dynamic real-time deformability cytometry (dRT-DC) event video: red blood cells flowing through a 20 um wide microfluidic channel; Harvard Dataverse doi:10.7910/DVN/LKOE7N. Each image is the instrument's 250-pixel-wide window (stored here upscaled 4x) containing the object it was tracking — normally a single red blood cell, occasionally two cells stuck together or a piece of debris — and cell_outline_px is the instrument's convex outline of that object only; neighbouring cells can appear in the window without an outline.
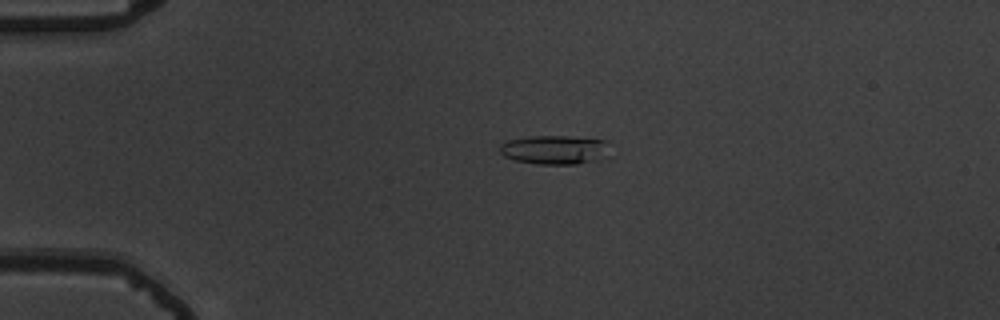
{"species": "common noctule bat (a hibernating species)", "species_latin": "Nyctalus noctula", "temperature_condition": "warm", "stored_images_in_passage": 43, "camera_frame_rate_fps": 3000, "um_per_image_px": 0.085, "animal": {"sex": "male", "body_mass_g": 19.5, "forearm_length_mm": 54.6}, "frame": {"image": 1, "passage_image": 1, "time_ms": 0.0, "image_size_px": [1000, 320], "cell_outline_px": [[604, 156], [596, 160], [576, 164], [536, 164], [516, 160], [504, 156], [500, 152], [500, 144], [504, 140], [528, 136], [568, 136], [604, 140]], "centroid_in_image_um": [47.01, 12.72], "position_along_channel_um": 38.0, "area_um2": 18.26}}
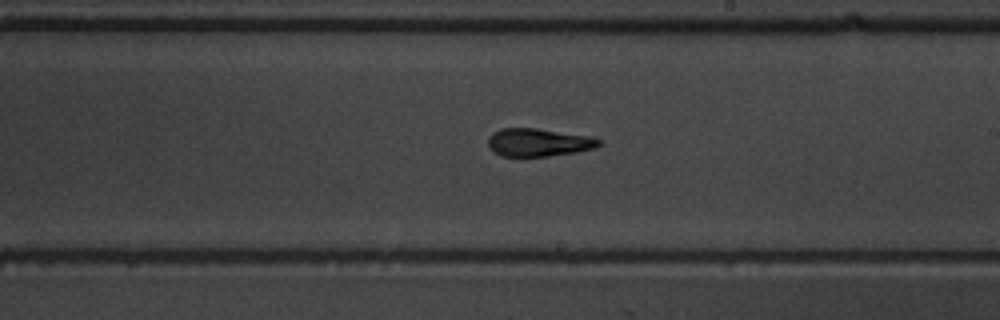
{"frame": {"image": 2, "passage_image": 21, "time_ms": 6.667, "image_size_px": [1000, 320], "cell_outline_px": [[600, 144], [596, 148], [576, 152], [548, 156], [500, 156], [492, 152], [488, 148], [488, 140], [492, 132], [500, 128], [536, 128], [592, 136], [600, 140]], "centroid_in_image_um": [45.74, 12.1], "position_along_channel_um": 243.3, "area_um2": 18.26}}
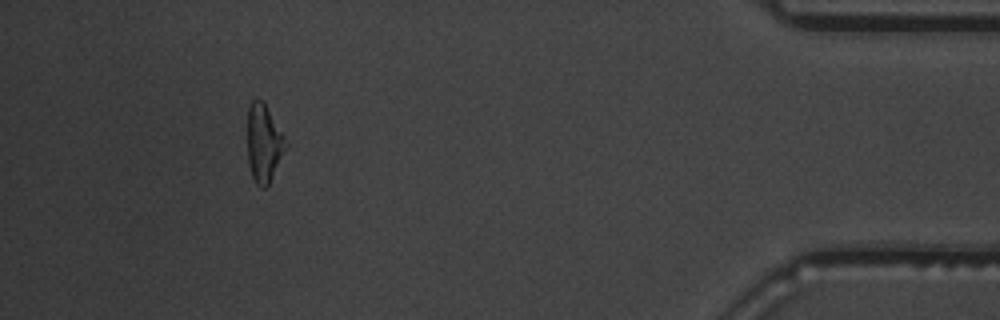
{"frame": {"image": 3, "passage_image": 39, "time_ms": 12.667, "image_size_px": [1000, 320], "cell_outline_px": [[288, 144], [268, 184], [264, 188], [260, 188], [256, 184], [252, 176], [248, 164], [248, 108], [252, 100], [264, 100], [284, 136]], "centroid_in_image_um": [22.42, 12.15], "position_along_channel_um": 412.8, "area_um2": 17.22}, "authors_computed_cell_mechanics": {"area_um2": 17.6868, "velocity_mm_per_s": 3.7213, "shape_relaxation_time_tau1_ms": 3.3531, "shape_relaxation_time_tau2_ms": 2.7155, "deformation_change_tau1": 0.1743, "deformation_change_tau2": 0.1244}}